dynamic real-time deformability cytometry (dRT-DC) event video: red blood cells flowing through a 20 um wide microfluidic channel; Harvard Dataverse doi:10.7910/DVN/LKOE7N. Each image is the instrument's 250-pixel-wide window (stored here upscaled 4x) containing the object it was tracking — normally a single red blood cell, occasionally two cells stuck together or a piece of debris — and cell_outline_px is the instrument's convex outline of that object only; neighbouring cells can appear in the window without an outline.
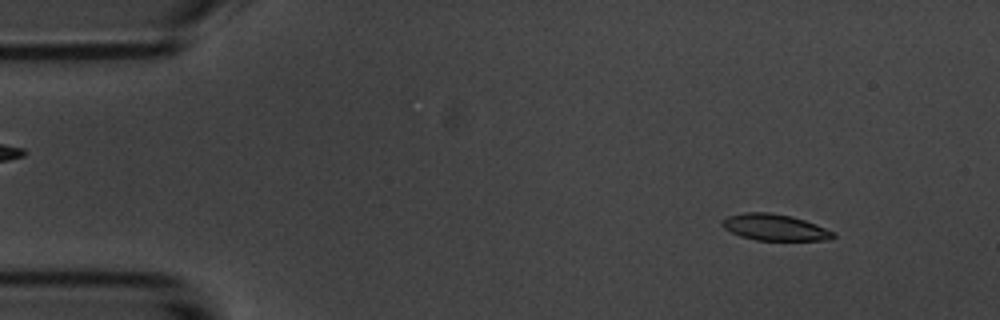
{"species": "common noctule bat (a hibernating species)", "species_latin": "Nyctalus noctula", "temperature_condition": "room temperature", "stored_images_in_passage": 2, "camera_frame_rate_fps": 3000, "um_per_image_px": 0.085, "animal": {"sex": "male", "body_mass_g": 20.1, "forearm_length_mm": 53.5}, "frame": {"image": 1, "passage_image": 2, "time_ms": 3.333, "image_size_px": [1000, 320], "cell_outline_px": [[836, 236], [832, 240], [756, 240], [740, 236], [724, 228], [720, 224], [720, 220], [728, 216], [744, 212], [768, 212], [792, 216], [816, 224], [836, 232]], "centroid_in_image_um": [65.86, 19.32], "position_along_channel_um": 19.1, "area_um2": 17.22}}